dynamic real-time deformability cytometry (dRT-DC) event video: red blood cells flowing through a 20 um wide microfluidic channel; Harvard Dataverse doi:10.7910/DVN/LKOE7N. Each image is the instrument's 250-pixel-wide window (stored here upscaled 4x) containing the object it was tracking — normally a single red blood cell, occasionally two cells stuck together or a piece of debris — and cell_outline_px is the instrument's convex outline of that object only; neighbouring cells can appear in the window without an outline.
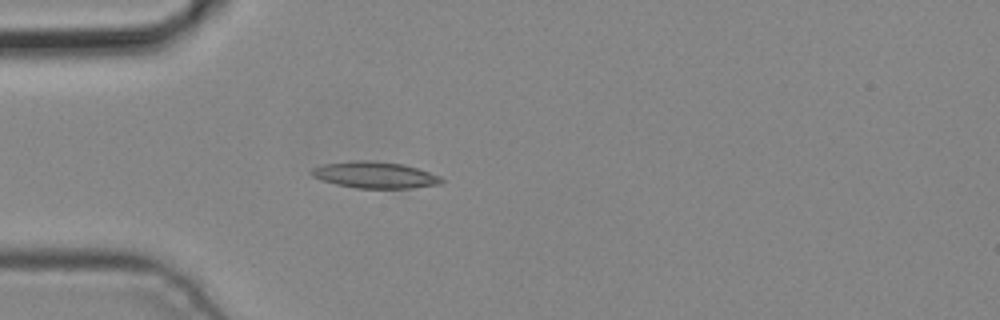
{"species": "common noctule bat (a hibernating species)", "species_latin": "Nyctalus noctula", "temperature_condition": "cold", "stored_images_in_passage": 4, "camera_frame_rate_fps": 3000, "um_per_image_px": 0.085, "animal": {"sex": "male", "body_mass_g": 19.2, "forearm_length_mm": 51.8}, "frame": {"image": 1, "passage_image": 4, "time_ms": 1.0, "image_size_px": [1000, 320], "cell_outline_px": [[444, 180], [440, 184], [412, 188], [356, 188], [336, 184], [312, 176], [308, 172], [312, 168], [324, 164], [352, 160], [372, 160], [404, 164], [440, 176]], "centroid_in_image_um": [31.85, 14.86], "position_along_channel_um": 53.2, "area_um2": 20.06}}